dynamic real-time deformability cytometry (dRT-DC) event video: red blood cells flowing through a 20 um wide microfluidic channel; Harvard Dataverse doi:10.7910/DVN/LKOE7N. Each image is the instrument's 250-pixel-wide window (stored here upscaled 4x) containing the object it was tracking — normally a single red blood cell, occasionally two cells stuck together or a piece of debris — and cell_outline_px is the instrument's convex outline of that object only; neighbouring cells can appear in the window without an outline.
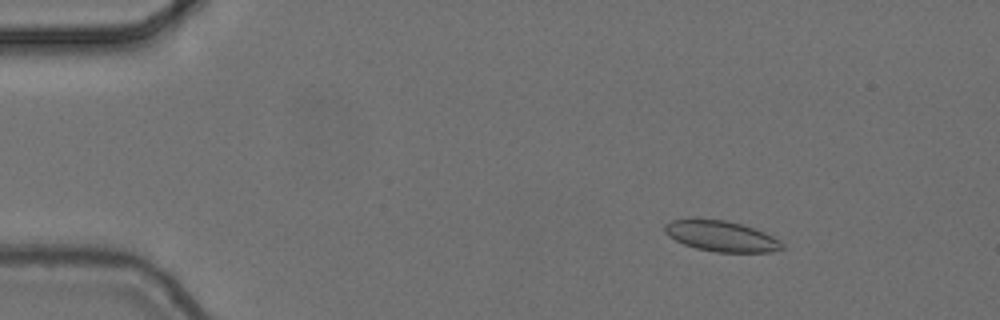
{"species": "common noctule bat (a hibernating species)", "species_latin": "Nyctalus noctula", "temperature_condition": "cold", "stored_images_in_passage": 8, "camera_frame_rate_fps": 3000, "um_per_image_px": 0.085, "animal": {"sex": "female", "body_mass_g": 24.6, "forearm_length_mm": 56.2}, "frame": {"image": 1, "passage_image": 1, "time_ms": 0.0, "image_size_px": [1000, 320], "cell_outline_px": [[784, 248], [772, 252], [716, 252], [696, 248], [684, 244], [668, 236], [664, 232], [664, 224], [672, 220], [692, 216], [724, 220], [740, 224], [764, 232], [780, 240], [784, 244]], "centroid_in_image_um": [61.25, 20.04], "position_along_channel_um": 23.7, "area_um2": 21.39}}
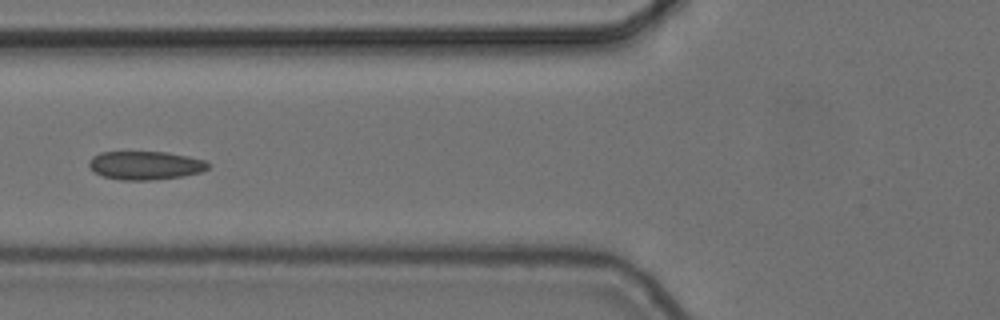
{"frame": {"image": 2, "passage_image": 5, "time_ms": 1.333, "image_size_px": [1000, 320], "cell_outline_px": [[212, 164], [208, 168], [200, 172], [184, 176], [152, 180], [120, 180], [104, 176], [96, 172], [88, 164], [88, 160], [92, 156], [100, 152], [168, 152], [188, 156], [204, 160]], "centroid_in_image_um": [12.38, 14.05], "position_along_channel_um": 113.4, "area_um2": 19.83}}
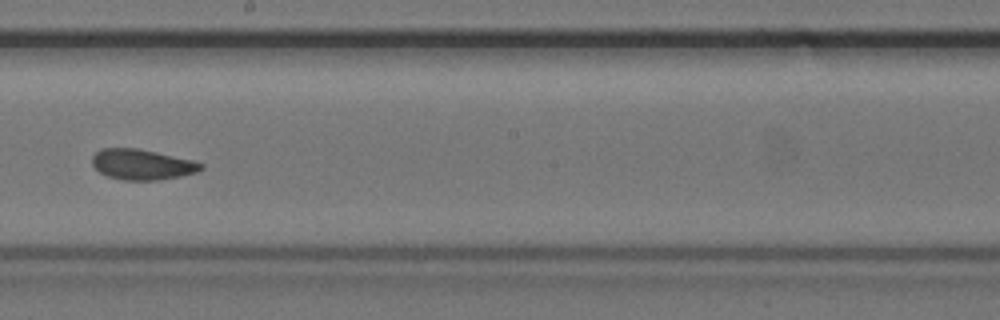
{"frame": {"image": 3, "passage_image": 8, "time_ms": 2.333, "image_size_px": [1000, 320], "cell_outline_px": [[204, 168], [196, 172], [180, 176], [160, 180], [124, 180], [108, 176], [100, 172], [92, 164], [92, 156], [100, 148], [136, 148], [156, 152], [192, 160], [204, 164]], "centroid_in_image_um": [12.07, 13.98], "position_along_channel_um": 236.1, "area_um2": 19.25}}